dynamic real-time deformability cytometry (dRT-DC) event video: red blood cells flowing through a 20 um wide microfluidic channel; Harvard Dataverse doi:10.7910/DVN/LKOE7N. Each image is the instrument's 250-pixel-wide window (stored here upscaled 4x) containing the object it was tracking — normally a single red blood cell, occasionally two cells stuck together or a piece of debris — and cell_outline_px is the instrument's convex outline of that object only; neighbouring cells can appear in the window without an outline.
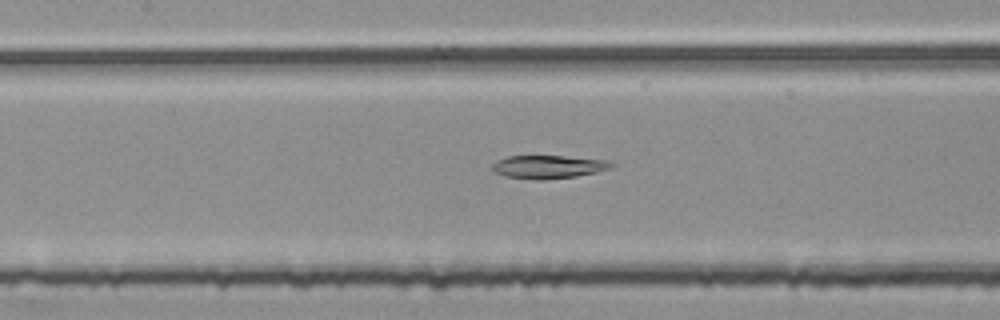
{"species": "common noctule bat (a hibernating species)", "species_latin": "Nyctalus noctula", "temperature_condition": "room temperature", "stored_images_in_passage": 54, "camera_frame_rate_fps": 3000, "um_per_image_px": 0.085, "animal": {"sex": "female", "body_mass_g": 25.1}, "frame": {"image": 1, "passage_image": 25, "time_ms": 8.0, "image_size_px": [1000, 320], "cell_outline_px": [[616, 164], [612, 168], [596, 172], [576, 176], [544, 180], [536, 180], [504, 176], [496, 172], [492, 168], [492, 164], [496, 160], [508, 156], [564, 156], [608, 160]], "centroid_in_image_um": [46.63, 14.18], "position_along_channel_um": 160.8, "area_um2": 16.18}}
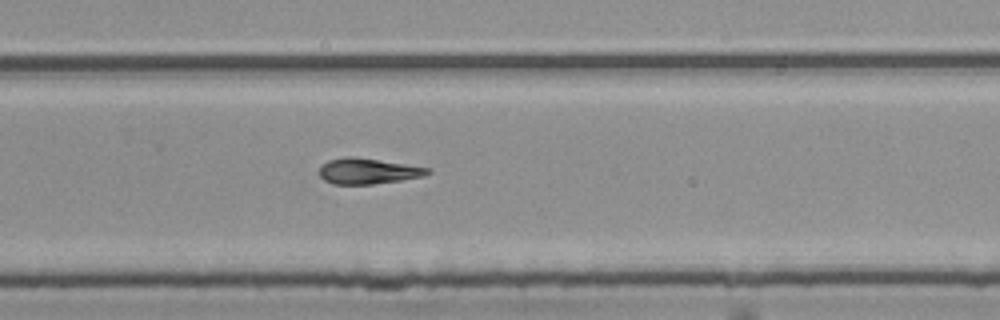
{"frame": {"image": 2, "passage_image": 36, "time_ms": 11.667, "image_size_px": [1000, 320], "cell_outline_px": [[432, 172], [424, 176], [400, 180], [372, 184], [332, 184], [324, 180], [316, 172], [320, 164], [328, 160], [344, 156], [352, 156], [432, 168]], "centroid_in_image_um": [31.22, 14.54], "position_along_channel_um": 298.6, "area_um2": 16.47}}
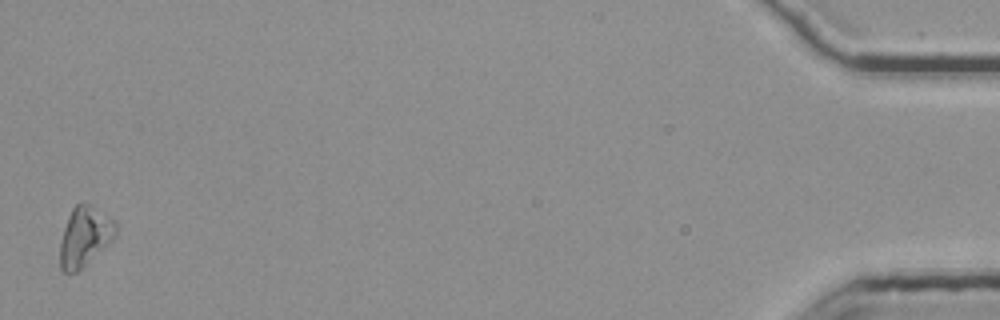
{"frame": {"image": 3, "passage_image": 54, "time_ms": 17.667, "image_size_px": [1000, 320], "cell_outline_px": [[116, 232], [112, 240], [76, 272], [64, 272], [60, 268], [60, 240], [68, 216], [72, 208], [76, 204], [88, 204], [116, 220]], "centroid_in_image_um": [7.18, 20.09], "position_along_channel_um": 428.0, "area_um2": 18.96}, "authors_computed_cell_mechanics": {"area_um2": 17.051, "velocity_mm_per_s": 3.7758, "shape_relaxation_time_tau1_ms": null, "shape_relaxation_time_tau2_ms": 6.5994, "deformation_change_tau1": null, "deformation_change_tau2": 0.1647}}